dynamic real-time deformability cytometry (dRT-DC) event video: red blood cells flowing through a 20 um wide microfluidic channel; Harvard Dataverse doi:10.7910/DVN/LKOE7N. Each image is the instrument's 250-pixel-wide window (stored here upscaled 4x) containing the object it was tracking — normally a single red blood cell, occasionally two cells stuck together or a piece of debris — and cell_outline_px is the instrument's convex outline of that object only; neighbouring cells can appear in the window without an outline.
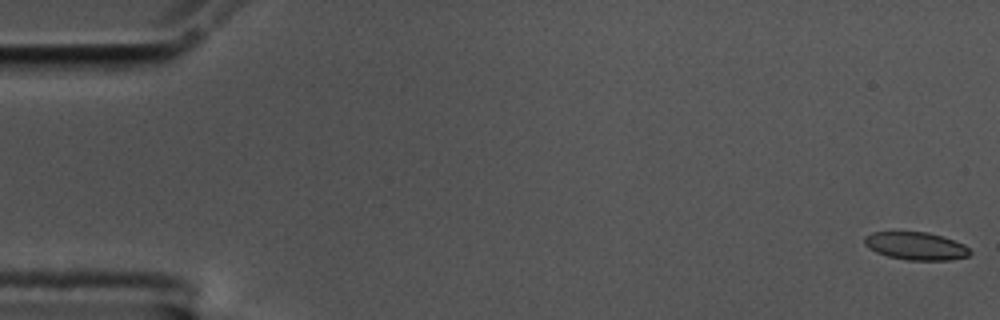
{"species": "common noctule bat (a hibernating species)", "species_latin": "Nyctalus noctula", "temperature_condition": "cold", "stored_images_in_passage": 57, "camera_frame_rate_fps": 3000, "um_per_image_px": 0.085, "animal": {"sex": "male", "body_mass_g": 17.5, "forearm_length_mm": 52.3}, "frame": {"image": 1, "passage_image": 1, "time_ms": 0.0, "image_size_px": [1000, 320], "cell_outline_px": [[972, 252], [968, 256], [948, 260], [908, 260], [888, 256], [876, 252], [868, 248], [864, 244], [864, 236], [872, 232], [928, 232], [964, 244]], "centroid_in_image_um": [77.82, 20.91], "position_along_channel_um": 7.2, "area_um2": 16.99}}
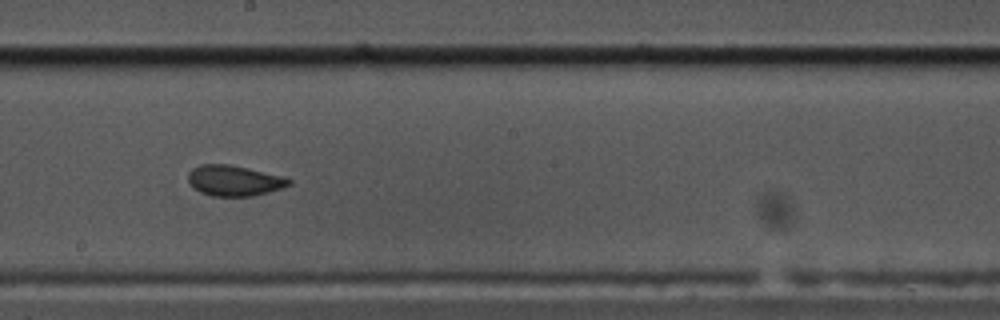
{"frame": {"image": 2, "passage_image": 32, "time_ms": 10.333, "image_size_px": [1000, 320], "cell_outline_px": [[292, 184], [268, 192], [252, 196], [212, 196], [200, 192], [188, 180], [188, 172], [192, 168], [200, 164], [228, 164], [248, 168], [284, 176], [292, 180]], "centroid_in_image_um": [19.92, 15.34], "position_along_channel_um": 228.3, "area_um2": 17.92}}
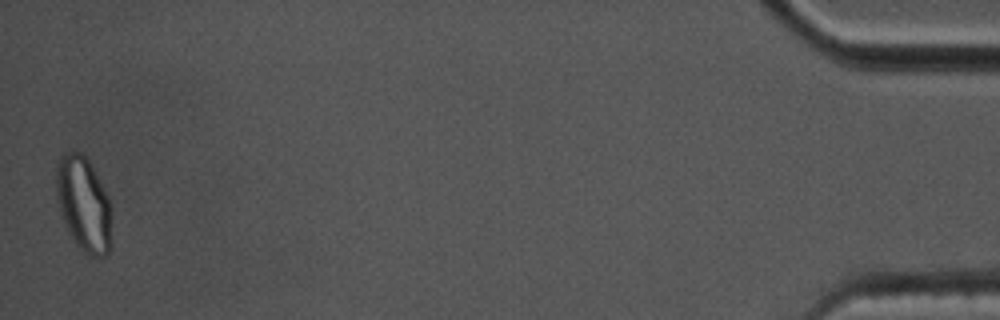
{"frame": {"image": 3, "passage_image": 57, "time_ms": 18.667, "image_size_px": [1000, 320], "cell_outline_px": [[112, 248], [108, 256], [92, 256], [84, 252], [76, 244], [68, 232], [56, 200], [56, 164], [60, 156], [64, 152], [76, 148], [88, 160], [108, 196]], "centroid_in_image_um": [7.09, 17.33], "position_along_channel_um": 428.1, "area_um2": 30.81}, "authors_computed_cell_mechanics": {"area_um2": 18.3226, "velocity_mm_per_s": 3.5118, "shape_relaxation_time_tau1_ms": 8.3737, "shape_relaxation_time_tau2_ms": 1.4164, "deformation_change_tau1": 0.1947, "deformation_change_tau2": 0.0638}}